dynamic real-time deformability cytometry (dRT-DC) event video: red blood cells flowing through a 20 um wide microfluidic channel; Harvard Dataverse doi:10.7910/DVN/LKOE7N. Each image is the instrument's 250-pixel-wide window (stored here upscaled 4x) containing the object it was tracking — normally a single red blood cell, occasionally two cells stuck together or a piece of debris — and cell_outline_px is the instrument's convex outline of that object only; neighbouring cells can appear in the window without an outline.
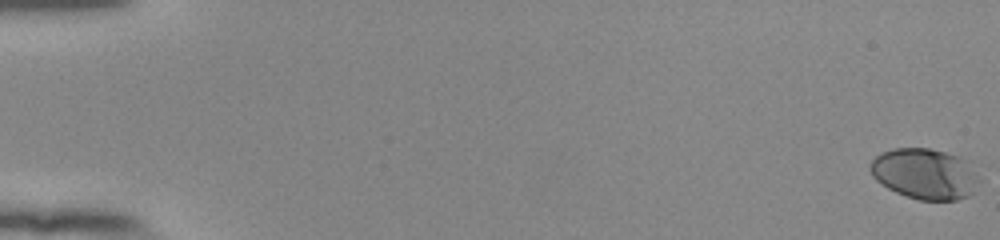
{"species": "human", "species_latin": "Homo sapiens", "temperature_condition": "room temperature", "stored_images_in_passage": 56, "camera_frame_rate_fps": 3000, "um_per_image_px": 0.085, "donor": {"sex": "female"}, "frame": {"image": 1, "passage_image": 1, "time_ms": 0.0, "image_size_px": [1000, 240], "cell_outline_px": [[980, 192], [956, 200], [920, 200], [896, 192], [888, 188], [876, 180], [872, 176], [868, 168], [868, 164], [880, 152], [892, 148], [928, 148], [960, 156], [972, 160], [980, 176]], "centroid_in_image_um": [78.7, 14.77], "position_along_channel_um": 6.3, "area_um2": 33.29}}
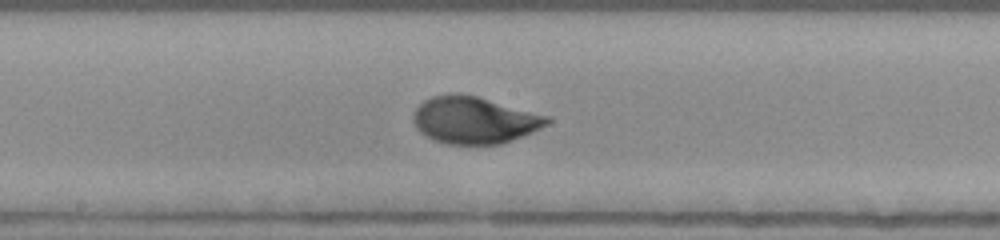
{"frame": {"image": 2, "passage_image": 32, "time_ms": 10.333, "image_size_px": [1000, 240], "cell_outline_px": [[552, 120], [548, 124], [532, 132], [500, 144], [444, 144], [420, 132], [416, 128], [412, 120], [412, 116], [416, 108], [424, 100], [432, 96], [448, 92], [452, 92], [476, 96], [548, 116]], "centroid_in_image_um": [40.27, 10.2], "position_along_channel_um": 207.9, "area_um2": 36.47}}
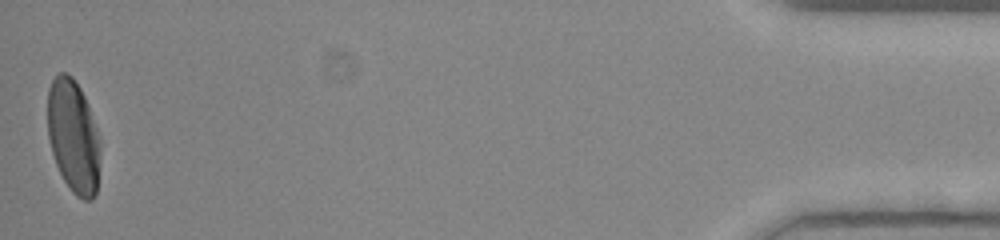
{"frame": {"image": 3, "passage_image": 56, "time_ms": 18.333, "image_size_px": [1000, 240], "cell_outline_px": [[100, 148], [96, 192], [92, 200], [84, 200], [76, 196], [72, 192], [64, 180], [56, 164], [52, 152], [48, 136], [48, 88], [52, 80], [60, 72], [64, 72], [72, 76], [80, 88], [88, 104], [100, 140]], "centroid_in_image_um": [6.23, 11.58], "position_along_channel_um": 429.0, "area_um2": 34.56}, "authors_computed_cell_mechanics": {"area_um2": 34.6511, "velocity_mm_per_s": 3.8391, "shape_relaxation_time_tau1_ms": 3.7898, "shape_relaxation_time_tau2_ms": null, "deformation_change_tau1": 0.1723, "deformation_change_tau2": null}}